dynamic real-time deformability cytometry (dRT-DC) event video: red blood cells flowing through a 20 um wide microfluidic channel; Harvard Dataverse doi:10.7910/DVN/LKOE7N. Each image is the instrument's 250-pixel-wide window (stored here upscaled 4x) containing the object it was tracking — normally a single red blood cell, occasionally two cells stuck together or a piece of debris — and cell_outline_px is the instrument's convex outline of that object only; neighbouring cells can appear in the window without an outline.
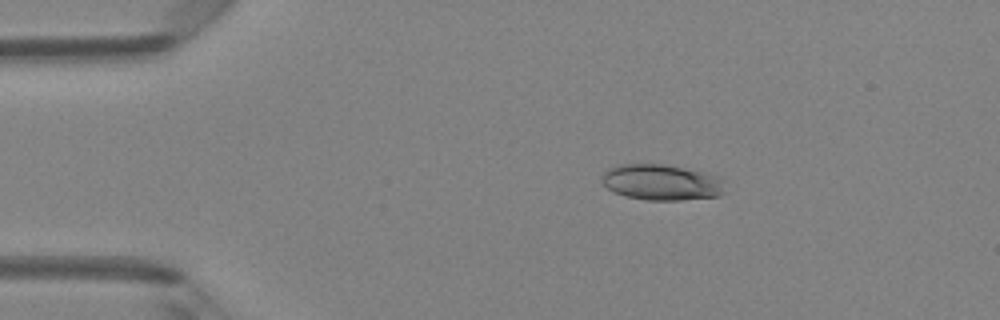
{"species": "Egyptian fruit bat (a non-hibernating species)", "species_latin": "Rousettus aegyptiacus", "temperature_condition": "room temperature", "stored_images_in_passage": 4, "camera_frame_rate_fps": 3000, "um_per_image_px": 0.085, "animal": {"sex": "female"}, "frame": {"image": 1, "passage_image": 2, "time_ms": 1.333, "image_size_px": [1000, 320], "cell_outline_px": [[724, 192], [720, 196], [680, 200], [644, 200], [624, 196], [608, 188], [600, 180], [600, 176], [608, 168], [616, 164], [664, 164], [704, 172], [720, 176], [724, 180]], "centroid_in_image_um": [56.23, 15.49], "position_along_channel_um": 28.8, "area_um2": 26.07}}